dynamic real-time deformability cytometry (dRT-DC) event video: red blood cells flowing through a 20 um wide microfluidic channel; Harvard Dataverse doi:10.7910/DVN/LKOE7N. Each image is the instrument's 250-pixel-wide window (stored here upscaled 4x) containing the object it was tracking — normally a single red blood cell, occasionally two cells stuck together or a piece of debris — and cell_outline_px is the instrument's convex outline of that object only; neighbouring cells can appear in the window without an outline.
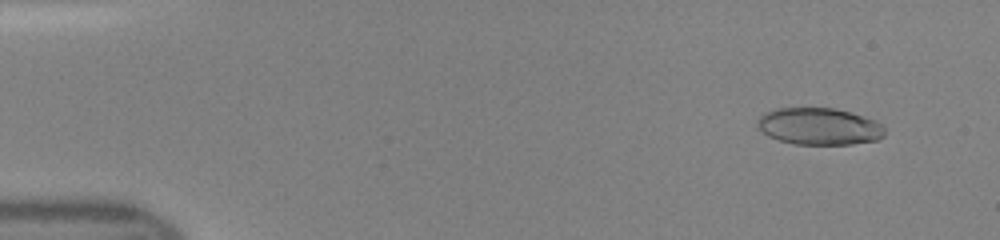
{"species": "human", "species_latin": "Homo sapiens", "temperature_condition": "room temperature", "stored_images_in_passage": 47, "camera_frame_rate_fps": 3000, "um_per_image_px": 0.085, "donor": {"sex": "female"}, "frame": {"image": 1, "passage_image": 4, "time_ms": 1.0, "image_size_px": [1000, 240], "cell_outline_px": [[884, 136], [876, 140], [852, 144], [792, 144], [768, 136], [756, 124], [756, 120], [764, 112], [776, 108], [836, 108], [852, 112], [872, 120], [880, 124], [884, 128]], "centroid_in_image_um": [69.6, 10.73], "position_along_channel_um": 15.4, "area_um2": 27.34}}
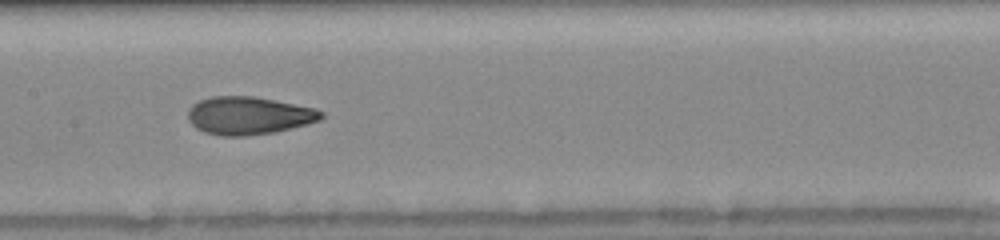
{"frame": {"image": 2, "passage_image": 24, "time_ms": 7.667, "image_size_px": [1000, 240], "cell_outline_px": [[324, 116], [320, 120], [308, 124], [272, 132], [244, 136], [220, 136], [204, 132], [196, 128], [188, 120], [188, 108], [192, 104], [200, 100], [212, 96], [252, 96], [276, 100], [316, 108], [324, 112]], "centroid_in_image_um": [21.14, 9.82], "position_along_channel_um": 186.3, "area_um2": 29.54}}
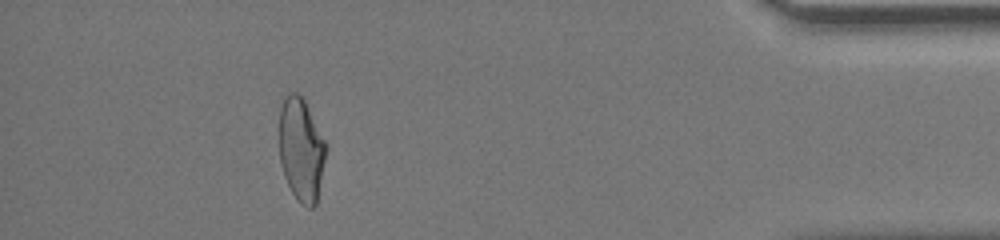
{"frame": {"image": 3, "passage_image": 43, "time_ms": 14.0, "image_size_px": [1000, 240], "cell_outline_px": [[328, 148], [316, 204], [312, 208], [308, 208], [300, 204], [296, 200], [284, 176], [280, 164], [280, 108], [284, 96], [288, 92], [296, 92], [304, 100], [328, 144]], "centroid_in_image_um": [25.62, 12.73], "position_along_channel_um": 409.6, "area_um2": 28.5}}